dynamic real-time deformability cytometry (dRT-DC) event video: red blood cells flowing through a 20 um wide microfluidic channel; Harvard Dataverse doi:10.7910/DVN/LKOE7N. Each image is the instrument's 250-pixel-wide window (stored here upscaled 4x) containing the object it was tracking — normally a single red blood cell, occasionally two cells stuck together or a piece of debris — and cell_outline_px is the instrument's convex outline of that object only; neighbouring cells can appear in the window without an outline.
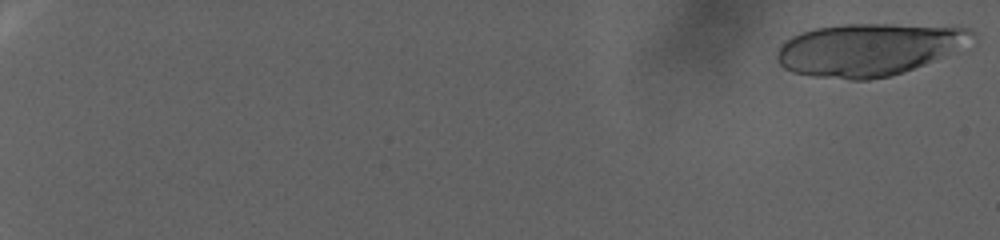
{"species": "human", "species_latin": "Homo sapiens", "temperature_condition": "warm", "stored_images_in_passage": 42, "camera_frame_rate_fps": 3000, "um_per_image_px": 0.085, "donor": {"sex": "female"}, "frame": {"image": 1, "passage_image": 1, "time_ms": 0.0, "image_size_px": [1000, 240], "cell_outline_px": [[976, 44], [968, 52], [904, 72], [888, 76], [868, 80], [852, 80], [812, 76], [792, 72], [784, 68], [776, 60], [776, 52], [780, 44], [784, 40], [792, 36], [816, 28], [840, 24], [892, 24], [972, 28], [976, 32]], "centroid_in_image_um": [74.05, 4.21], "position_along_channel_um": 10.9, "area_um2": 61.73}}
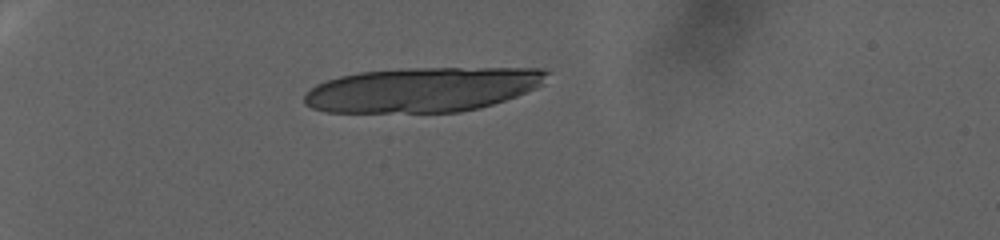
{"frame": {"image": 2, "passage_image": 30, "time_ms": 9.667, "image_size_px": [1000, 240], "cell_outline_px": [[548, 72], [544, 84], [536, 88], [516, 96], [480, 108], [460, 112], [328, 112], [312, 108], [304, 104], [304, 96], [316, 84], [340, 76], [360, 72], [404, 68], [544, 68]], "centroid_in_image_um": [35.94, 7.61], "position_along_channel_um": 49.1, "area_um2": 63.18}}